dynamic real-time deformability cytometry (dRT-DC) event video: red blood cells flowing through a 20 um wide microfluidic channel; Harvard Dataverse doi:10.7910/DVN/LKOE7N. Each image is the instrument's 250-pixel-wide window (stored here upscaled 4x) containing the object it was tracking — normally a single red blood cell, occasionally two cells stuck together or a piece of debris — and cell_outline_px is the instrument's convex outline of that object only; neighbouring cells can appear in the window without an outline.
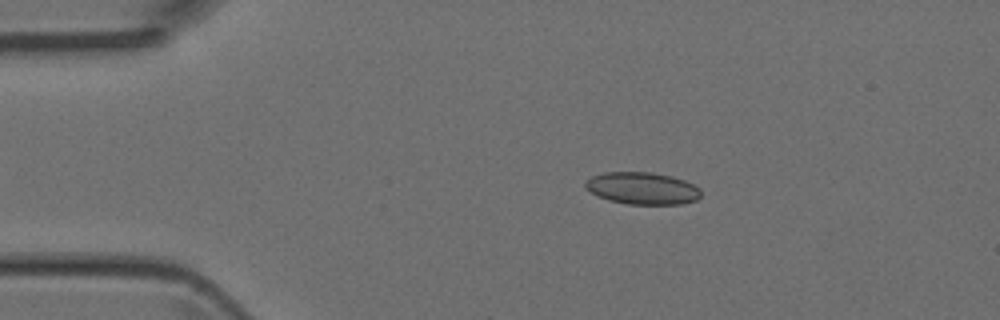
{"species": "Egyptian fruit bat (a non-hibernating species)", "species_latin": "Rousettus aegyptiacus", "temperature_condition": "room temperature", "stored_images_in_passage": 13, "camera_frame_rate_fps": 3000, "um_per_image_px": 0.085, "animal": {"sex": "female"}, "frame": {"image": 1, "passage_image": 8, "time_ms": 2.333, "image_size_px": [1000, 320], "cell_outline_px": [[700, 196], [696, 200], [680, 204], [628, 204], [608, 200], [596, 196], [584, 188], [584, 180], [592, 176], [604, 172], [652, 172], [672, 176], [684, 180], [700, 188]], "centroid_in_image_um": [54.54, 16.0], "position_along_channel_um": 30.5, "area_um2": 21.85}}